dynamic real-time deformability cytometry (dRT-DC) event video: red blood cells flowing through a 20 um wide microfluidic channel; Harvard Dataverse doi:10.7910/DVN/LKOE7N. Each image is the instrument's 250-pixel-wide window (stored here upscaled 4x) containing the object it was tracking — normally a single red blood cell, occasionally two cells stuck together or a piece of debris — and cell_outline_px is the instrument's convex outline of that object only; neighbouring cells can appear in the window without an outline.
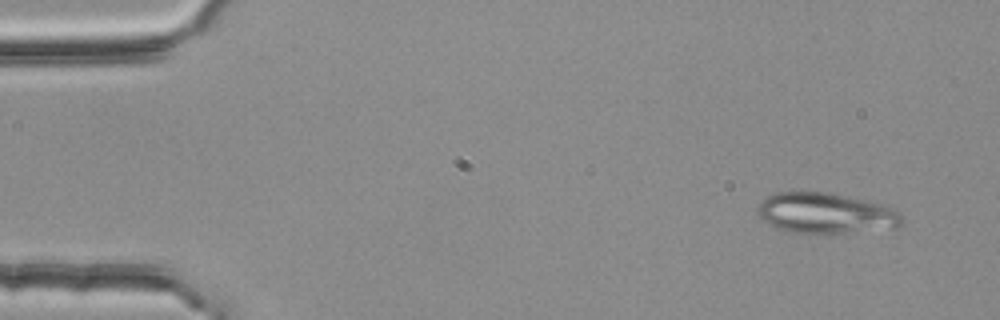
{"species": "common noctule bat (a hibernating species)", "species_latin": "Nyctalus noctula", "temperature_condition": "room temperature", "stored_images_in_passage": 51, "camera_frame_rate_fps": 3000, "um_per_image_px": 0.085, "animal": {"sex": "female", "body_mass_g": 25.1}, "frame": {"image": 1, "passage_image": 1, "time_ms": 0.0, "image_size_px": [1000, 320], "cell_outline_px": [[904, 220], [900, 228], [844, 232], [788, 232], [768, 224], [756, 212], [756, 208], [760, 200], [776, 192], [828, 192], [868, 200], [884, 204], [900, 212], [904, 216]], "centroid_in_image_um": [70.22, 18.1], "position_along_channel_um": 14.8, "area_um2": 34.33}}
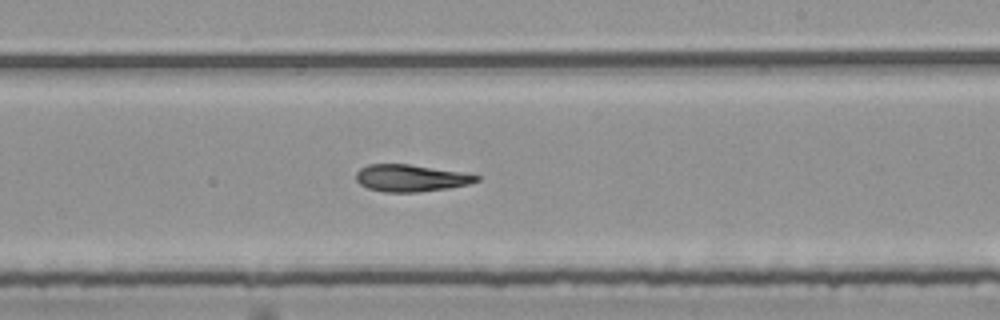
{"frame": {"image": 2, "passage_image": 29, "time_ms": 9.333, "image_size_px": [1000, 320], "cell_outline_px": [[480, 180], [468, 184], [448, 188], [416, 192], [384, 192], [368, 188], [360, 184], [356, 180], [356, 172], [360, 168], [368, 164], [408, 164], [480, 176]], "centroid_in_image_um": [34.85, 15.14], "position_along_channel_um": 254.1, "area_um2": 18.61}}
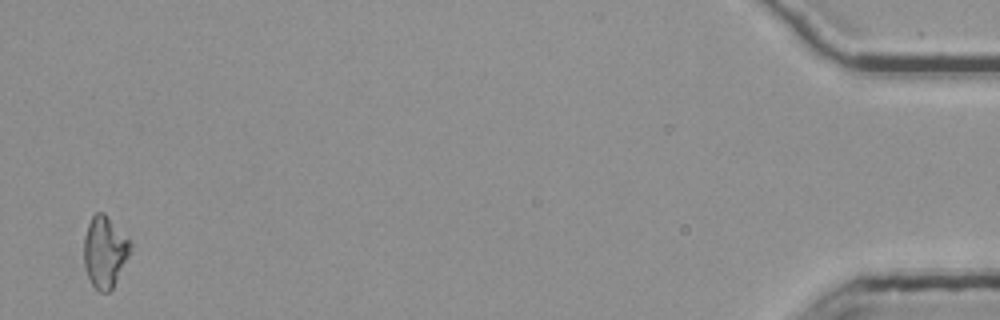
{"frame": {"image": 3, "passage_image": 50, "time_ms": 16.333, "image_size_px": [1000, 320], "cell_outline_px": [[132, 248], [112, 288], [108, 292], [100, 292], [92, 284], [88, 276], [84, 264], [84, 236], [88, 224], [92, 216], [96, 212], [104, 212], [132, 240]], "centroid_in_image_um": [8.92, 21.35], "position_along_channel_um": 426.3, "area_um2": 19.36}, "authors_computed_cell_mechanics": {"area_um2": 19.5942, "velocity_mm_per_s": 3.7928, "shape_relaxation_time_tau1_ms": null, "shape_relaxation_time_tau2_ms": 6.1849, "deformation_change_tau1": null, "deformation_change_tau2": 0.1502}}